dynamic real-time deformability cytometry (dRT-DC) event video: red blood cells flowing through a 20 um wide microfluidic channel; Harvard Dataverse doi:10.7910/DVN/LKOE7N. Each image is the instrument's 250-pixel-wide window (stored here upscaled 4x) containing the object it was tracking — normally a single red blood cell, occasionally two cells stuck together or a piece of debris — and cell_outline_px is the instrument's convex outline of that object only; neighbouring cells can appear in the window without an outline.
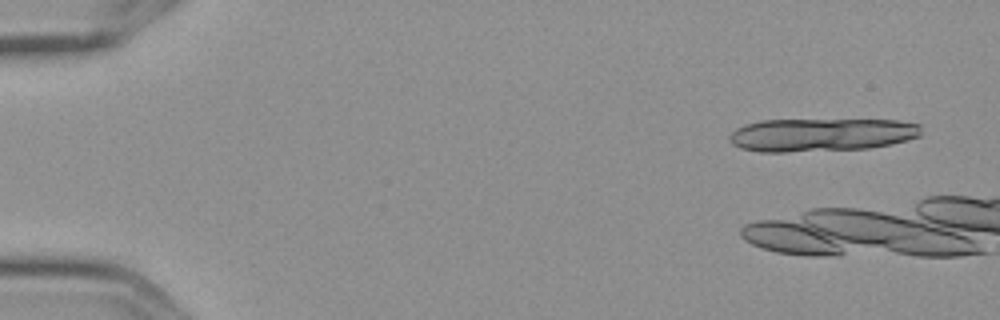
{"species": "Egyptian fruit bat (a non-hibernating species)", "species_latin": "Rousettus aegyptiacus", "temperature_condition": "cold", "stored_images_in_passage": 3, "camera_frame_rate_fps": 3000, "um_per_image_px": 0.085, "frame": {"image": 1, "passage_image": 1, "time_ms": 0.0, "image_size_px": [1000, 320], "cell_outline_px": [[920, 136], [908, 140], [892, 144], [868, 148], [784, 152], [760, 152], [740, 148], [732, 144], [728, 140], [728, 136], [736, 128], [744, 124], [764, 120], [900, 120], [920, 124]], "centroid_in_image_um": [69.79, 11.45], "position_along_channel_um": 15.2, "area_um2": 37.22}}